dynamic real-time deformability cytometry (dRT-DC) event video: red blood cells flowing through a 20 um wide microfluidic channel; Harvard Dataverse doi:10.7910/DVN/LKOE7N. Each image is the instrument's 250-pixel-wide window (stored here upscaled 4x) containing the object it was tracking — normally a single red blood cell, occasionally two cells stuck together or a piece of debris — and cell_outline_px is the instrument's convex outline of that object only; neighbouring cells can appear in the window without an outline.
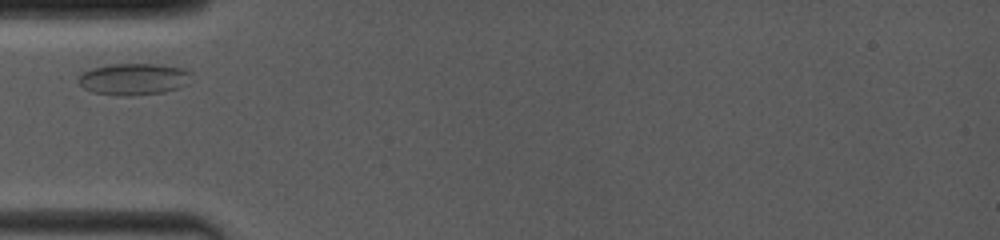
{"species": "common noctule bat (a hibernating species)", "species_latin": "Nyctalus noctula", "temperature_condition": "room temperature", "stored_images_in_passage": 24, "camera_frame_rate_fps": 4000, "um_per_image_px": 0.085, "animal": {"sex": "female", "body_mass_g": 19.0, "forearm_length_mm": 53.3}, "frame": {"image": 1, "passage_image": 1, "time_ms": 0.0, "image_size_px": [1000, 240], "cell_outline_px": [[192, 72], [184, 84], [176, 88], [164, 92], [132, 96], [120, 96], [92, 92], [84, 88], [76, 80], [84, 72], [92, 68], [108, 64], [160, 64], [184, 68]], "centroid_in_image_um": [11.33, 6.72], "position_along_channel_um": 73.7, "area_um2": 20.81}}
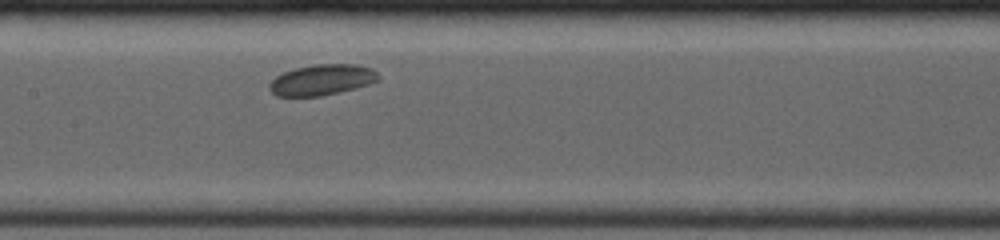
{"frame": {"image": 2, "passage_image": 9, "time_ms": 2.75, "image_size_px": [1000, 240], "cell_outline_px": [[380, 76], [376, 80], [368, 84], [356, 88], [320, 96], [276, 96], [268, 88], [268, 84], [276, 76], [292, 68], [316, 64], [360, 64], [372, 68]], "centroid_in_image_um": [27.34, 6.77], "position_along_channel_um": 180.1, "area_um2": 19.59}}
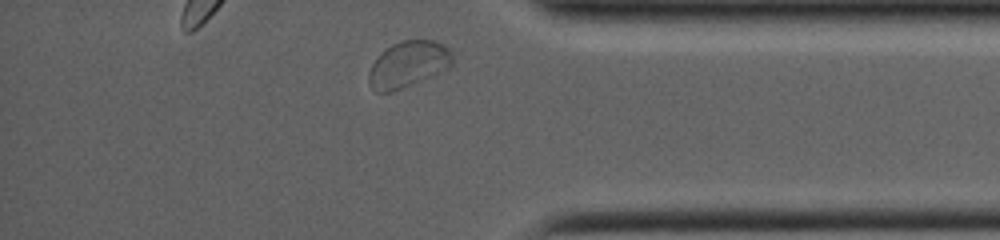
{"frame": {"image": 3, "passage_image": 24, "time_ms": 8.5, "image_size_px": [1000, 240], "cell_outline_px": [[452, 64], [448, 68], [412, 84], [392, 92], [376, 92], [368, 84], [368, 72], [372, 64], [392, 44], [400, 40], [432, 40], [444, 44], [452, 52]], "centroid_in_image_um": [34.69, 5.47], "position_along_channel_um": 400.5, "area_um2": 22.25}}